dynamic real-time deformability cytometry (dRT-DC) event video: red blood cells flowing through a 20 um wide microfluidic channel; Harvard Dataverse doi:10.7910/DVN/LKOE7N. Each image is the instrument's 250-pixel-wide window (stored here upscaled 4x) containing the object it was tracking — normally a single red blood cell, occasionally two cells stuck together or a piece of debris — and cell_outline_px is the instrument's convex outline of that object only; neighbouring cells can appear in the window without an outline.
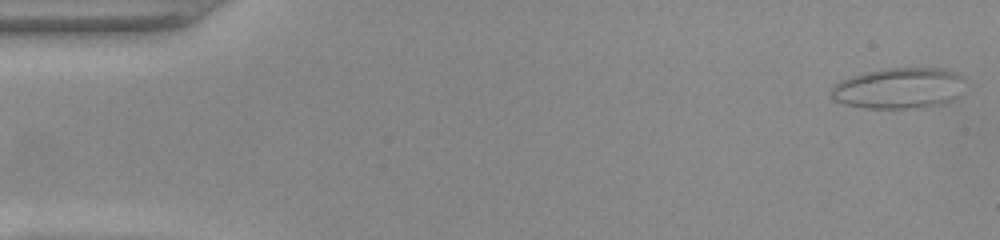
{"species": "common noctule bat (a hibernating species)", "species_latin": "Nyctalus noctula", "temperature_condition": "warm", "stored_images_in_passage": 52, "segment_of_instrument_passage": [1, 2], "camera_frame_rate_fps": 3000, "um_per_image_px": 0.085, "animal": {"sex": "female", "body_mass_g": 22.0, "forearm_length_mm": 56.7}, "frame": {"image": 1, "passage_image": 1, "time_ms": 0.0, "image_size_px": [1000, 240], "cell_outline_px": [[964, 80], [956, 96], [952, 100], [944, 104], [924, 108], [864, 108], [844, 104], [832, 100], [832, 88], [840, 80], [864, 72], [880, 68], [944, 68], [956, 72]], "centroid_in_image_um": [76.38, 7.5], "position_along_channel_um": 8.6, "area_um2": 32.08}}
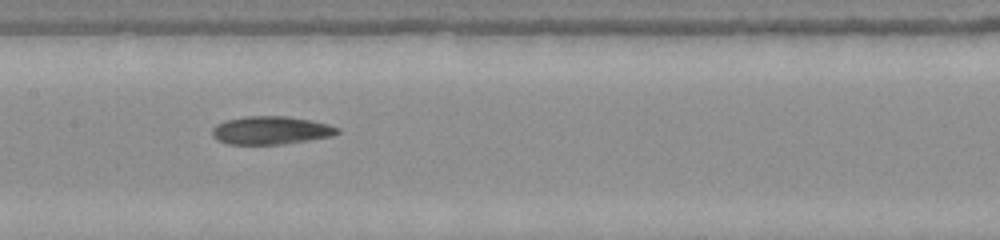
{"frame": {"image": 2, "passage_image": 25, "time_ms": 8.0, "image_size_px": [1000, 240], "cell_outline_px": [[340, 132], [332, 136], [284, 144], [228, 144], [216, 140], [212, 136], [212, 128], [216, 124], [224, 120], [244, 116], [288, 116], [312, 120], [328, 124], [340, 128]], "centroid_in_image_um": [23.01, 11.07], "position_along_channel_um": 184.4, "area_um2": 20.75}}
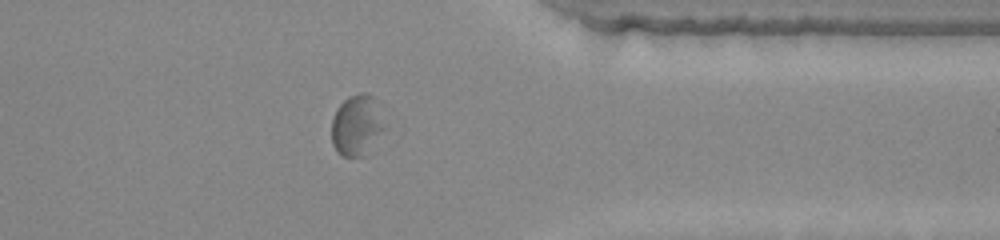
{"frame": {"image": 3, "passage_image": 41, "time_ms": 13.333, "image_size_px": [1000, 240], "cell_outline_px": [[384, 128], [364, 156], [340, 156], [336, 152], [332, 144], [332, 116], [336, 108], [348, 96], [360, 92], [368, 92], [372, 96], [384, 124]], "centroid_in_image_um": [30.26, 10.64], "position_along_channel_um": 381.1, "area_um2": 18.5}}